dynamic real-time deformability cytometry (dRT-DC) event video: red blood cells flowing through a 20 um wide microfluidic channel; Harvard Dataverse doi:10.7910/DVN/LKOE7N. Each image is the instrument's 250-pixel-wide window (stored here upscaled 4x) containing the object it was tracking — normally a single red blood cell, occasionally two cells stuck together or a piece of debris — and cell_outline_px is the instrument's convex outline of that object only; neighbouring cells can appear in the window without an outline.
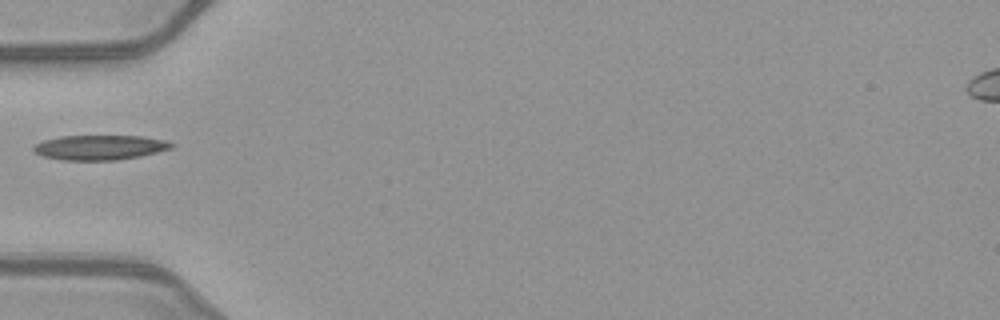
{"species": "common noctule bat (a hibernating species)", "species_latin": "Nyctalus noctula", "temperature_condition": "warm", "stored_images_in_passage": 35, "camera_frame_rate_fps": 3000, "um_per_image_px": 0.085, "animal": {"sex": "female", "body_mass_g": 21.9}, "frame": {"image": 1, "passage_image": 1, "time_ms": 0.0, "image_size_px": [1000, 320], "cell_outline_px": [[176, 144], [172, 148], [140, 156], [116, 160], [60, 160], [44, 156], [36, 152], [32, 148], [36, 144], [44, 140], [60, 136], [144, 136], [164, 140]], "centroid_in_image_um": [8.5, 12.53], "position_along_channel_um": 76.5, "area_um2": 19.83}}
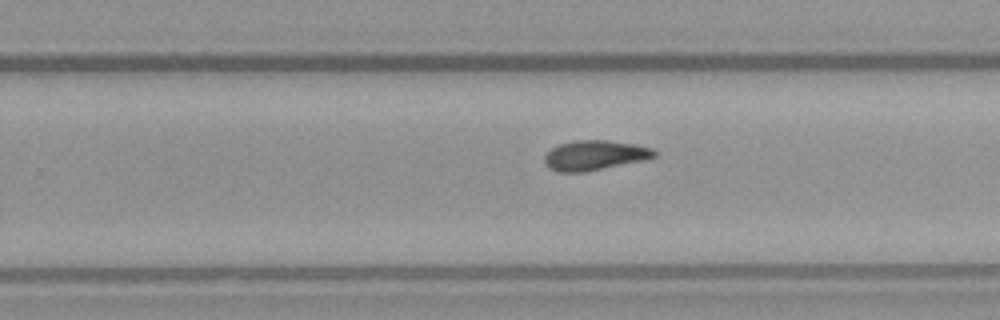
{"frame": {"image": 2, "passage_image": 16, "time_ms": 5.0, "image_size_px": [1000, 320], "cell_outline_px": [[656, 156], [644, 160], [584, 172], [560, 172], [548, 168], [544, 160], [544, 156], [552, 148], [560, 144], [576, 140], [604, 140], [632, 144], [652, 148], [656, 152]], "centroid_in_image_um": [50.53, 13.2], "position_along_channel_um": 279.3, "area_um2": 18.84}}
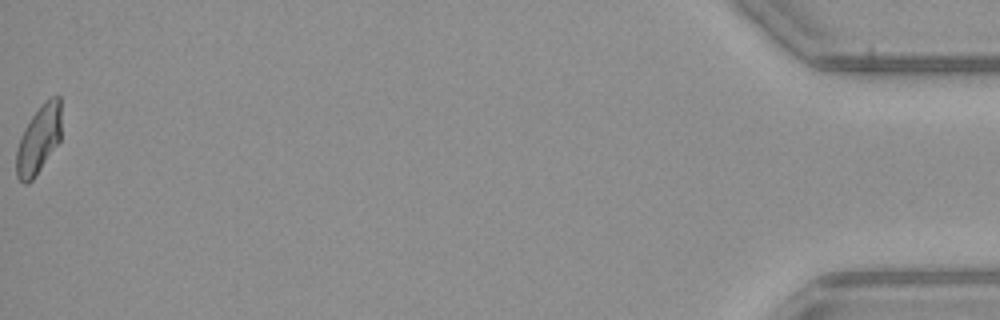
{"frame": {"image": 3, "passage_image": 35, "time_ms": 11.333, "image_size_px": [1000, 320], "cell_outline_px": [[60, 140], [32, 180], [28, 184], [24, 184], [16, 176], [16, 148], [24, 128], [32, 116], [52, 96], [60, 96]], "centroid_in_image_um": [3.26, 11.91], "position_along_channel_um": 431.9, "area_um2": 17.46}}